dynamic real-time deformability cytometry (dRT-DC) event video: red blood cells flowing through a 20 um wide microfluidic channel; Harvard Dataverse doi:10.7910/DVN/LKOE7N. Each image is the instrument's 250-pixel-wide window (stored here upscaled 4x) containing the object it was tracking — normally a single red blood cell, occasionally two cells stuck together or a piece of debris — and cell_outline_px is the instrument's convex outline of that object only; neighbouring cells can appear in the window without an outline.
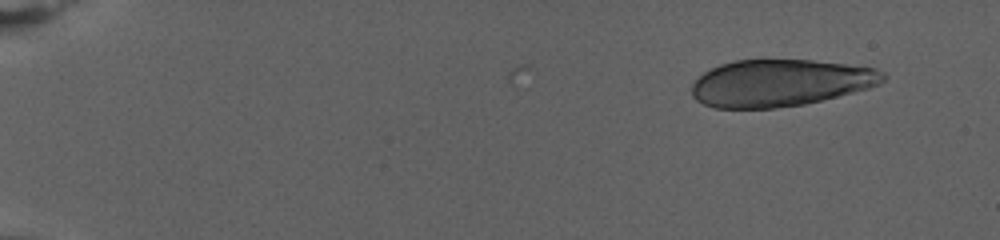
{"species": "human", "species_latin": "Homo sapiens", "temperature_condition": "warm", "stored_images_in_passage": 25, "camera_frame_rate_fps": 3000, "um_per_image_px": 0.085, "donor": {"sex": "female"}, "frame": {"image": 1, "passage_image": 1, "time_ms": 0.0, "image_size_px": [1000, 240], "cell_outline_px": [[888, 76], [880, 84], [868, 88], [804, 104], [776, 108], [716, 108], [704, 104], [696, 100], [692, 96], [692, 84], [704, 72], [720, 64], [736, 60], [812, 60], [876, 68], [884, 72]], "centroid_in_image_um": [66.31, 7.05], "position_along_channel_um": 18.7, "area_um2": 52.14}}
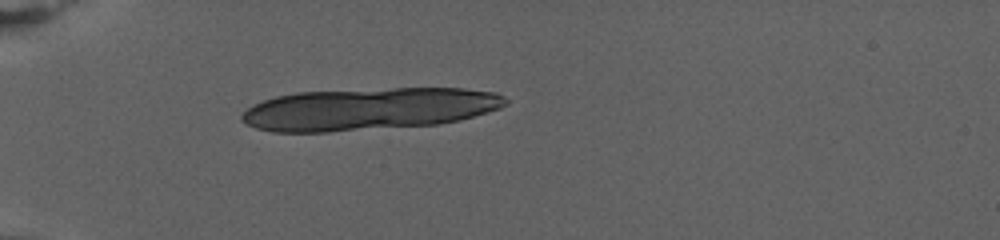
{"frame": {"image": 2, "passage_image": 19, "time_ms": 6.0, "image_size_px": [1000, 240], "cell_outline_px": [[508, 104], [500, 108], [488, 112], [460, 120], [436, 124], [328, 132], [272, 132], [256, 128], [240, 120], [240, 116], [248, 108], [264, 100], [276, 96], [296, 92], [392, 88], [464, 88], [496, 92], [504, 96], [508, 100]], "centroid_in_image_um": [31.37, 9.26], "position_along_channel_um": 53.6, "area_um2": 65.08}}